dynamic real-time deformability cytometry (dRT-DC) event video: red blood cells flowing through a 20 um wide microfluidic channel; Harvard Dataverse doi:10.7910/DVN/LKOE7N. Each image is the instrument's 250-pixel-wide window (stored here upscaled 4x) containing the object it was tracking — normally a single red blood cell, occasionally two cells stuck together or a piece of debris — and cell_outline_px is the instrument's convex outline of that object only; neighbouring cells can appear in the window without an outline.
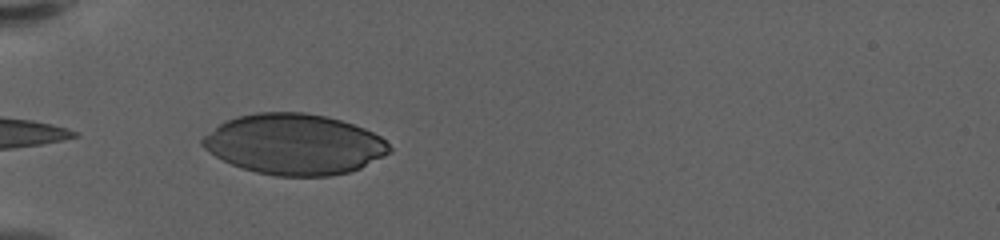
{"species": "human", "species_latin": "Homo sapiens", "temperature_condition": "warm", "stored_images_in_passage": 27, "camera_frame_rate_fps": 3000, "um_per_image_px": 0.085, "donor": {"sex": "female"}, "frame": {"image": 1, "passage_image": 1, "time_ms": 0.0, "image_size_px": [1000, 240], "cell_outline_px": [[392, 152], [360, 168], [348, 172], [328, 176], [276, 176], [256, 172], [232, 164], [216, 156], [204, 148], [200, 144], [200, 140], [204, 136], [220, 124], [236, 116], [256, 112], [304, 112], [324, 116], [340, 120], [364, 128], [380, 136], [392, 148]], "centroid_in_image_um": [25.02, 12.26], "position_along_channel_um": 60.0, "area_um2": 65.78}}
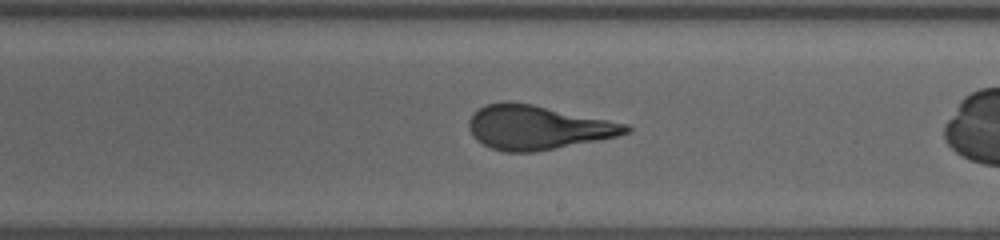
{"frame": {"image": 2, "passage_image": 14, "time_ms": 4.333, "image_size_px": [1000, 240], "cell_outline_px": [[632, 132], [616, 136], [536, 152], [504, 152], [492, 148], [476, 140], [472, 136], [468, 128], [468, 120], [480, 108], [488, 104], [504, 100], [508, 100], [532, 104], [628, 124], [632, 128]], "centroid_in_image_um": [45.67, 10.83], "position_along_channel_um": 243.3, "area_um2": 40.23}}
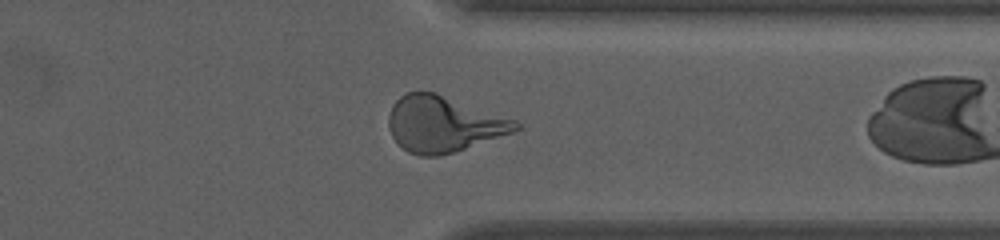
{"frame": {"image": 3, "passage_image": 25, "time_ms": 8.0, "image_size_px": [1000, 240], "cell_outline_px": [[520, 128], [512, 132], [440, 156], [420, 156], [408, 152], [392, 136], [388, 128], [388, 116], [392, 104], [400, 96], [408, 92], [436, 92], [516, 120], [520, 124]], "centroid_in_image_um": [37.65, 10.53], "position_along_channel_um": 373.7, "area_um2": 40.98}}